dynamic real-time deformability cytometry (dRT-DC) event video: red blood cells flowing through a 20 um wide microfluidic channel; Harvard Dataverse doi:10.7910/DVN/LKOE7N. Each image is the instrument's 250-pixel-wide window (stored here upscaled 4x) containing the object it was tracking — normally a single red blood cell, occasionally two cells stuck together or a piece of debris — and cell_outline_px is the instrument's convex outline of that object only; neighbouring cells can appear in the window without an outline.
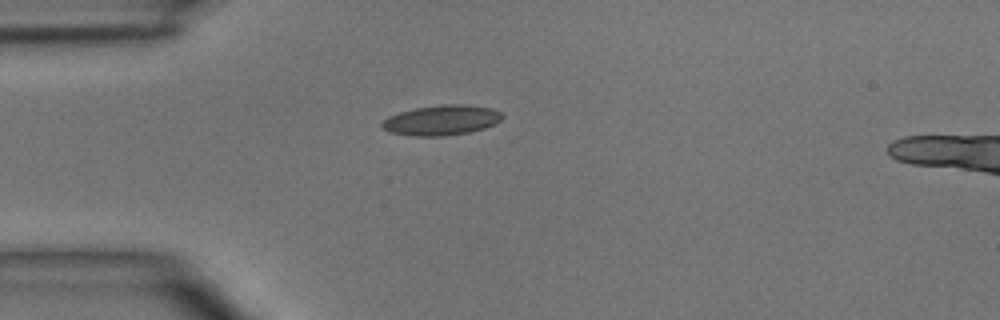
{"species": "common noctule bat (a hibernating species)", "species_latin": "Nyctalus noctula", "temperature_condition": "room temperature", "stored_images_in_passage": 1, "camera_frame_rate_fps": 3000, "um_per_image_px": 0.085, "animal": {"sex": "male", "body_mass_g": 15.6}, "frame": {"image": 1, "passage_image": 1, "time_ms": 0.0, "image_size_px": [1000, 320], "cell_outline_px": [[504, 116], [500, 120], [484, 128], [468, 132], [444, 136], [412, 136], [388, 132], [380, 128], [380, 124], [388, 116], [400, 112], [416, 108], [440, 104], [464, 104], [492, 108], [500, 112]], "centroid_in_image_um": [37.48, 10.21], "position_along_channel_um": 47.5, "area_um2": 21.15}}